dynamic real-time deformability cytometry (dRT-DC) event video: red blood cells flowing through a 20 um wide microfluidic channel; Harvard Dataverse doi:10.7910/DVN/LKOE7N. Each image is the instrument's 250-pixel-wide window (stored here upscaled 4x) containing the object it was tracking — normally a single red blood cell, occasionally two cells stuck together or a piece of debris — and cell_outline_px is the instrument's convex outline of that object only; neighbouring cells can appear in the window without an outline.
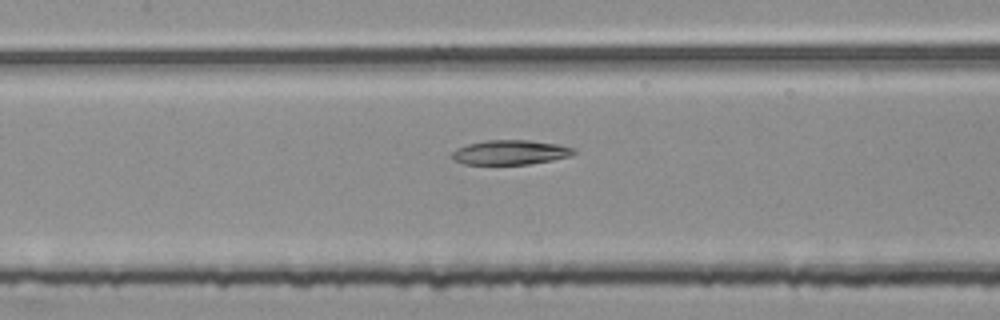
{"species": "common noctule bat (a hibernating species)", "species_latin": "Nyctalus noctula", "temperature_condition": "room temperature", "stored_images_in_passage": 46, "camera_frame_rate_fps": 3000, "um_per_image_px": 0.085, "animal": {"sex": "female", "body_mass_g": 25.1}, "frame": {"image": 1, "passage_image": 23, "time_ms": 7.333, "image_size_px": [1000, 320], "cell_outline_px": [[576, 152], [572, 156], [552, 160], [528, 164], [464, 164], [452, 160], [452, 152], [456, 148], [468, 144], [484, 140], [528, 140], [556, 144], [576, 148]], "centroid_in_image_um": [43.37, 12.95], "position_along_channel_um": 164.0, "area_um2": 17.51}}
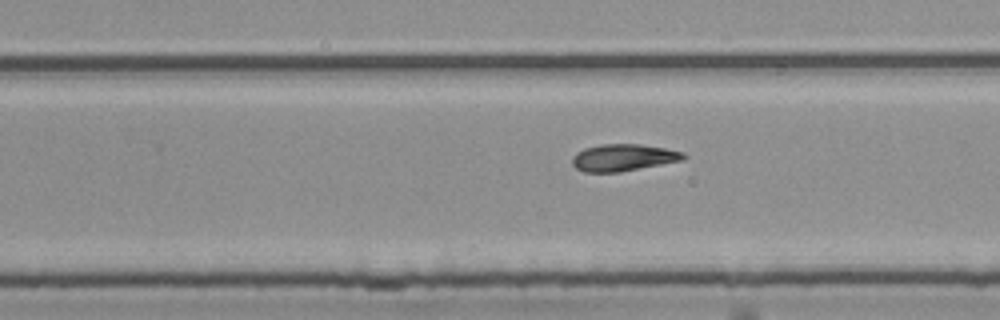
{"frame": {"image": 2, "passage_image": 32, "time_ms": 10.333, "image_size_px": [1000, 320], "cell_outline_px": [[688, 156], [684, 160], [620, 172], [584, 172], [576, 168], [572, 164], [572, 156], [576, 152], [584, 148], [600, 144], [640, 144], [664, 148], [684, 152]], "centroid_in_image_um": [52.98, 13.39], "position_along_channel_um": 276.8, "area_um2": 17.63}}
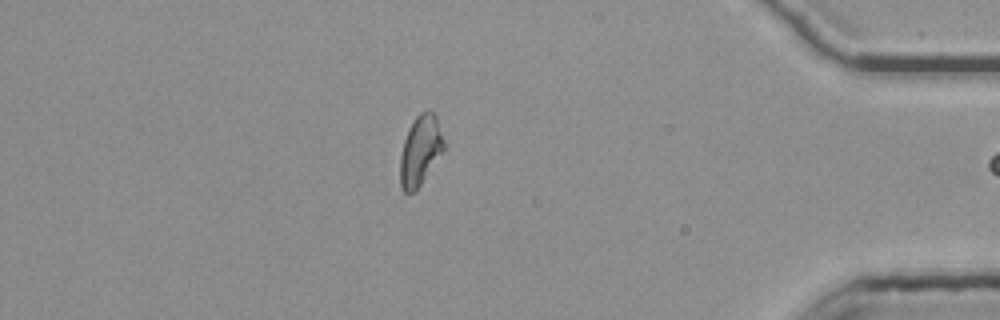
{"frame": {"image": 3, "passage_image": 45, "time_ms": 14.667, "image_size_px": [1000, 320], "cell_outline_px": [[444, 152], [416, 192], [404, 192], [400, 184], [400, 156], [404, 140], [408, 128], [412, 120], [420, 112], [428, 108], [436, 116], [444, 140]], "centroid_in_image_um": [35.73, 12.79], "position_along_channel_um": 399.5, "area_um2": 18.21}}